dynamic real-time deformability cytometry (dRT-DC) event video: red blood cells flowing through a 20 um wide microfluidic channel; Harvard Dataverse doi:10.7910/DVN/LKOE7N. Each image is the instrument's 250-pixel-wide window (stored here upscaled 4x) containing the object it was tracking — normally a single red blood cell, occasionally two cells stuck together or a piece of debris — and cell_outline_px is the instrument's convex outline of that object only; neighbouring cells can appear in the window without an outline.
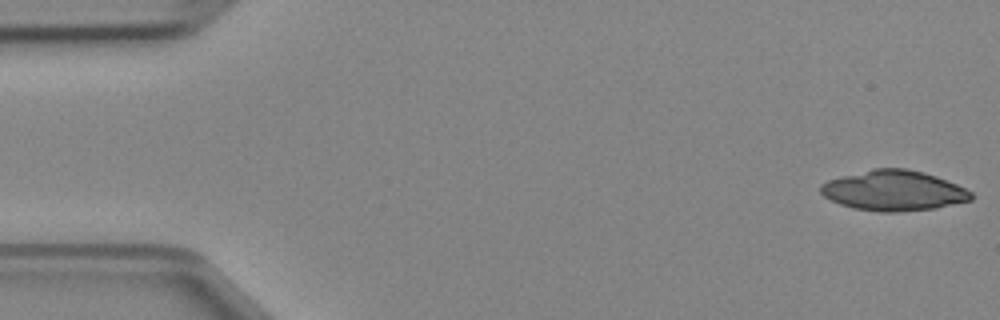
{"species": "Egyptian fruit bat (a non-hibernating species)", "species_latin": "Rousettus aegyptiacus", "temperature_condition": "cold", "stored_images_in_passage": 46, "camera_frame_rate_fps": 3000, "um_per_image_px": 0.085, "animal": {"sex": "female"}, "frame": {"image": 1, "passage_image": 1, "time_ms": 0.0, "image_size_px": [1000, 320], "cell_outline_px": [[972, 200], [936, 208], [896, 212], [880, 212], [852, 208], [840, 204], [824, 196], [820, 192], [820, 184], [828, 180], [872, 168], [904, 168], [924, 172], [936, 176], [956, 184], [972, 192]], "centroid_in_image_um": [75.96, 16.2], "position_along_channel_um": 9.0, "area_um2": 35.26}}